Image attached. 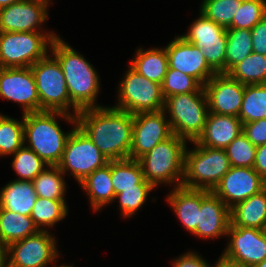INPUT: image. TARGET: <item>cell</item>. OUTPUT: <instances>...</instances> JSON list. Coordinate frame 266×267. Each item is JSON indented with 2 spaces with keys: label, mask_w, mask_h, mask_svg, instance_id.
Segmentation results:
<instances>
[{
  "label": "cell",
  "mask_w": 266,
  "mask_h": 267,
  "mask_svg": "<svg viewBox=\"0 0 266 267\" xmlns=\"http://www.w3.org/2000/svg\"><path fill=\"white\" fill-rule=\"evenodd\" d=\"M57 36L42 32H0V68L31 67L47 56Z\"/></svg>",
  "instance_id": "7"
},
{
  "label": "cell",
  "mask_w": 266,
  "mask_h": 267,
  "mask_svg": "<svg viewBox=\"0 0 266 267\" xmlns=\"http://www.w3.org/2000/svg\"><path fill=\"white\" fill-rule=\"evenodd\" d=\"M20 0H0V9L6 6H9L15 2H18Z\"/></svg>",
  "instance_id": "47"
},
{
  "label": "cell",
  "mask_w": 266,
  "mask_h": 267,
  "mask_svg": "<svg viewBox=\"0 0 266 267\" xmlns=\"http://www.w3.org/2000/svg\"><path fill=\"white\" fill-rule=\"evenodd\" d=\"M13 155L12 167L22 178L16 180L33 181L44 167L49 166L33 150L24 145Z\"/></svg>",
  "instance_id": "36"
},
{
  "label": "cell",
  "mask_w": 266,
  "mask_h": 267,
  "mask_svg": "<svg viewBox=\"0 0 266 267\" xmlns=\"http://www.w3.org/2000/svg\"><path fill=\"white\" fill-rule=\"evenodd\" d=\"M266 188V181L253 167H230L212 192L229 209Z\"/></svg>",
  "instance_id": "14"
},
{
  "label": "cell",
  "mask_w": 266,
  "mask_h": 267,
  "mask_svg": "<svg viewBox=\"0 0 266 267\" xmlns=\"http://www.w3.org/2000/svg\"><path fill=\"white\" fill-rule=\"evenodd\" d=\"M254 267H266V259H264L262 262L259 264L255 265Z\"/></svg>",
  "instance_id": "48"
},
{
  "label": "cell",
  "mask_w": 266,
  "mask_h": 267,
  "mask_svg": "<svg viewBox=\"0 0 266 267\" xmlns=\"http://www.w3.org/2000/svg\"><path fill=\"white\" fill-rule=\"evenodd\" d=\"M242 0H203L200 12L218 25L229 28Z\"/></svg>",
  "instance_id": "37"
},
{
  "label": "cell",
  "mask_w": 266,
  "mask_h": 267,
  "mask_svg": "<svg viewBox=\"0 0 266 267\" xmlns=\"http://www.w3.org/2000/svg\"><path fill=\"white\" fill-rule=\"evenodd\" d=\"M76 121L77 126L109 161L129 158L133 114L102 106L80 110Z\"/></svg>",
  "instance_id": "1"
},
{
  "label": "cell",
  "mask_w": 266,
  "mask_h": 267,
  "mask_svg": "<svg viewBox=\"0 0 266 267\" xmlns=\"http://www.w3.org/2000/svg\"><path fill=\"white\" fill-rule=\"evenodd\" d=\"M253 52L266 56V17L251 30Z\"/></svg>",
  "instance_id": "42"
},
{
  "label": "cell",
  "mask_w": 266,
  "mask_h": 267,
  "mask_svg": "<svg viewBox=\"0 0 266 267\" xmlns=\"http://www.w3.org/2000/svg\"><path fill=\"white\" fill-rule=\"evenodd\" d=\"M230 224L266 230V188L232 207Z\"/></svg>",
  "instance_id": "22"
},
{
  "label": "cell",
  "mask_w": 266,
  "mask_h": 267,
  "mask_svg": "<svg viewBox=\"0 0 266 267\" xmlns=\"http://www.w3.org/2000/svg\"><path fill=\"white\" fill-rule=\"evenodd\" d=\"M30 68L36 82L40 111L69 113L68 108L73 106L74 115L77 116L79 110L71 103L63 70L58 60L55 57L51 59L47 55Z\"/></svg>",
  "instance_id": "8"
},
{
  "label": "cell",
  "mask_w": 266,
  "mask_h": 267,
  "mask_svg": "<svg viewBox=\"0 0 266 267\" xmlns=\"http://www.w3.org/2000/svg\"><path fill=\"white\" fill-rule=\"evenodd\" d=\"M266 17V0H242L241 6L227 29L251 30Z\"/></svg>",
  "instance_id": "38"
},
{
  "label": "cell",
  "mask_w": 266,
  "mask_h": 267,
  "mask_svg": "<svg viewBox=\"0 0 266 267\" xmlns=\"http://www.w3.org/2000/svg\"><path fill=\"white\" fill-rule=\"evenodd\" d=\"M253 52L252 36L248 29H227L225 74Z\"/></svg>",
  "instance_id": "30"
},
{
  "label": "cell",
  "mask_w": 266,
  "mask_h": 267,
  "mask_svg": "<svg viewBox=\"0 0 266 267\" xmlns=\"http://www.w3.org/2000/svg\"><path fill=\"white\" fill-rule=\"evenodd\" d=\"M0 267H5V248L0 246Z\"/></svg>",
  "instance_id": "46"
},
{
  "label": "cell",
  "mask_w": 266,
  "mask_h": 267,
  "mask_svg": "<svg viewBox=\"0 0 266 267\" xmlns=\"http://www.w3.org/2000/svg\"><path fill=\"white\" fill-rule=\"evenodd\" d=\"M215 267H248V266L234 262L224 256H221L218 262L215 264Z\"/></svg>",
  "instance_id": "45"
},
{
  "label": "cell",
  "mask_w": 266,
  "mask_h": 267,
  "mask_svg": "<svg viewBox=\"0 0 266 267\" xmlns=\"http://www.w3.org/2000/svg\"><path fill=\"white\" fill-rule=\"evenodd\" d=\"M257 146L242 132L226 148L227 157L232 167H253Z\"/></svg>",
  "instance_id": "39"
},
{
  "label": "cell",
  "mask_w": 266,
  "mask_h": 267,
  "mask_svg": "<svg viewBox=\"0 0 266 267\" xmlns=\"http://www.w3.org/2000/svg\"><path fill=\"white\" fill-rule=\"evenodd\" d=\"M80 184L90 196L89 199L95 211L114 201L115 193L111 176V161L89 174Z\"/></svg>",
  "instance_id": "25"
},
{
  "label": "cell",
  "mask_w": 266,
  "mask_h": 267,
  "mask_svg": "<svg viewBox=\"0 0 266 267\" xmlns=\"http://www.w3.org/2000/svg\"><path fill=\"white\" fill-rule=\"evenodd\" d=\"M55 242L54 237L43 229L15 241L5 248V267H46L50 262L54 263L58 256Z\"/></svg>",
  "instance_id": "12"
},
{
  "label": "cell",
  "mask_w": 266,
  "mask_h": 267,
  "mask_svg": "<svg viewBox=\"0 0 266 267\" xmlns=\"http://www.w3.org/2000/svg\"><path fill=\"white\" fill-rule=\"evenodd\" d=\"M253 168L266 181V144L257 146Z\"/></svg>",
  "instance_id": "44"
},
{
  "label": "cell",
  "mask_w": 266,
  "mask_h": 267,
  "mask_svg": "<svg viewBox=\"0 0 266 267\" xmlns=\"http://www.w3.org/2000/svg\"><path fill=\"white\" fill-rule=\"evenodd\" d=\"M163 98L189 92H205L203 85L191 75L168 67L161 84Z\"/></svg>",
  "instance_id": "35"
},
{
  "label": "cell",
  "mask_w": 266,
  "mask_h": 267,
  "mask_svg": "<svg viewBox=\"0 0 266 267\" xmlns=\"http://www.w3.org/2000/svg\"><path fill=\"white\" fill-rule=\"evenodd\" d=\"M173 262L174 267H210L203 258L194 252L183 254Z\"/></svg>",
  "instance_id": "43"
},
{
  "label": "cell",
  "mask_w": 266,
  "mask_h": 267,
  "mask_svg": "<svg viewBox=\"0 0 266 267\" xmlns=\"http://www.w3.org/2000/svg\"><path fill=\"white\" fill-rule=\"evenodd\" d=\"M37 194L32 181L14 180L0 192V208L30 216Z\"/></svg>",
  "instance_id": "24"
},
{
  "label": "cell",
  "mask_w": 266,
  "mask_h": 267,
  "mask_svg": "<svg viewBox=\"0 0 266 267\" xmlns=\"http://www.w3.org/2000/svg\"><path fill=\"white\" fill-rule=\"evenodd\" d=\"M71 131L63 152L62 159L57 165L65 173L70 170V175L81 183L96 169L109 163L91 139L76 125Z\"/></svg>",
  "instance_id": "9"
},
{
  "label": "cell",
  "mask_w": 266,
  "mask_h": 267,
  "mask_svg": "<svg viewBox=\"0 0 266 267\" xmlns=\"http://www.w3.org/2000/svg\"><path fill=\"white\" fill-rule=\"evenodd\" d=\"M230 209L212 191L201 189V209L197 229L192 233L202 238L227 235Z\"/></svg>",
  "instance_id": "20"
},
{
  "label": "cell",
  "mask_w": 266,
  "mask_h": 267,
  "mask_svg": "<svg viewBox=\"0 0 266 267\" xmlns=\"http://www.w3.org/2000/svg\"><path fill=\"white\" fill-rule=\"evenodd\" d=\"M153 188H129L115 195L119 199L120 210L124 217L132 216L146 201Z\"/></svg>",
  "instance_id": "40"
},
{
  "label": "cell",
  "mask_w": 266,
  "mask_h": 267,
  "mask_svg": "<svg viewBox=\"0 0 266 267\" xmlns=\"http://www.w3.org/2000/svg\"><path fill=\"white\" fill-rule=\"evenodd\" d=\"M163 110L170 113L172 133L191 142L202 134L209 114L205 92L169 96L164 100Z\"/></svg>",
  "instance_id": "6"
},
{
  "label": "cell",
  "mask_w": 266,
  "mask_h": 267,
  "mask_svg": "<svg viewBox=\"0 0 266 267\" xmlns=\"http://www.w3.org/2000/svg\"><path fill=\"white\" fill-rule=\"evenodd\" d=\"M227 235L231 240L222 256L248 267L266 259V230L230 224Z\"/></svg>",
  "instance_id": "15"
},
{
  "label": "cell",
  "mask_w": 266,
  "mask_h": 267,
  "mask_svg": "<svg viewBox=\"0 0 266 267\" xmlns=\"http://www.w3.org/2000/svg\"><path fill=\"white\" fill-rule=\"evenodd\" d=\"M111 176L115 195L129 188H154L144 179L141 164L135 159L112 160Z\"/></svg>",
  "instance_id": "27"
},
{
  "label": "cell",
  "mask_w": 266,
  "mask_h": 267,
  "mask_svg": "<svg viewBox=\"0 0 266 267\" xmlns=\"http://www.w3.org/2000/svg\"><path fill=\"white\" fill-rule=\"evenodd\" d=\"M130 64L138 74L161 85L169 67L167 50L164 48L144 51L140 48Z\"/></svg>",
  "instance_id": "28"
},
{
  "label": "cell",
  "mask_w": 266,
  "mask_h": 267,
  "mask_svg": "<svg viewBox=\"0 0 266 267\" xmlns=\"http://www.w3.org/2000/svg\"><path fill=\"white\" fill-rule=\"evenodd\" d=\"M0 97L23 106V115L40 111V100L30 67L0 68Z\"/></svg>",
  "instance_id": "16"
},
{
  "label": "cell",
  "mask_w": 266,
  "mask_h": 267,
  "mask_svg": "<svg viewBox=\"0 0 266 267\" xmlns=\"http://www.w3.org/2000/svg\"><path fill=\"white\" fill-rule=\"evenodd\" d=\"M172 134L169 121L165 119L164 110L133 114L132 144L129 158L138 160Z\"/></svg>",
  "instance_id": "13"
},
{
  "label": "cell",
  "mask_w": 266,
  "mask_h": 267,
  "mask_svg": "<svg viewBox=\"0 0 266 267\" xmlns=\"http://www.w3.org/2000/svg\"><path fill=\"white\" fill-rule=\"evenodd\" d=\"M161 85L138 74L129 67L119 89V102L113 106L131 114L164 109Z\"/></svg>",
  "instance_id": "10"
},
{
  "label": "cell",
  "mask_w": 266,
  "mask_h": 267,
  "mask_svg": "<svg viewBox=\"0 0 266 267\" xmlns=\"http://www.w3.org/2000/svg\"><path fill=\"white\" fill-rule=\"evenodd\" d=\"M167 199L186 229L193 233L199 223L201 189L175 187Z\"/></svg>",
  "instance_id": "23"
},
{
  "label": "cell",
  "mask_w": 266,
  "mask_h": 267,
  "mask_svg": "<svg viewBox=\"0 0 266 267\" xmlns=\"http://www.w3.org/2000/svg\"><path fill=\"white\" fill-rule=\"evenodd\" d=\"M47 6L39 0H20L1 8L0 32H38L48 17Z\"/></svg>",
  "instance_id": "19"
},
{
  "label": "cell",
  "mask_w": 266,
  "mask_h": 267,
  "mask_svg": "<svg viewBox=\"0 0 266 267\" xmlns=\"http://www.w3.org/2000/svg\"><path fill=\"white\" fill-rule=\"evenodd\" d=\"M56 116H61L77 125L76 116L69 113L39 111L24 114V140L29 141V146L26 147L51 166L60 163L66 141L71 134V131L64 133L61 130L56 122Z\"/></svg>",
  "instance_id": "3"
},
{
  "label": "cell",
  "mask_w": 266,
  "mask_h": 267,
  "mask_svg": "<svg viewBox=\"0 0 266 267\" xmlns=\"http://www.w3.org/2000/svg\"><path fill=\"white\" fill-rule=\"evenodd\" d=\"M32 182L38 197L52 200H64V174L58 166H48Z\"/></svg>",
  "instance_id": "32"
},
{
  "label": "cell",
  "mask_w": 266,
  "mask_h": 267,
  "mask_svg": "<svg viewBox=\"0 0 266 267\" xmlns=\"http://www.w3.org/2000/svg\"><path fill=\"white\" fill-rule=\"evenodd\" d=\"M168 66L197 79L203 86L216 74L206 62L199 47L176 37L166 47Z\"/></svg>",
  "instance_id": "18"
},
{
  "label": "cell",
  "mask_w": 266,
  "mask_h": 267,
  "mask_svg": "<svg viewBox=\"0 0 266 267\" xmlns=\"http://www.w3.org/2000/svg\"><path fill=\"white\" fill-rule=\"evenodd\" d=\"M243 133L255 146L266 144V118L244 123Z\"/></svg>",
  "instance_id": "41"
},
{
  "label": "cell",
  "mask_w": 266,
  "mask_h": 267,
  "mask_svg": "<svg viewBox=\"0 0 266 267\" xmlns=\"http://www.w3.org/2000/svg\"><path fill=\"white\" fill-rule=\"evenodd\" d=\"M67 216V205L65 200H52L37 197L30 217L37 228L40 226H53Z\"/></svg>",
  "instance_id": "33"
},
{
  "label": "cell",
  "mask_w": 266,
  "mask_h": 267,
  "mask_svg": "<svg viewBox=\"0 0 266 267\" xmlns=\"http://www.w3.org/2000/svg\"><path fill=\"white\" fill-rule=\"evenodd\" d=\"M196 149L185 151L181 186L212 191L231 165L225 149L204 147L193 141Z\"/></svg>",
  "instance_id": "5"
},
{
  "label": "cell",
  "mask_w": 266,
  "mask_h": 267,
  "mask_svg": "<svg viewBox=\"0 0 266 267\" xmlns=\"http://www.w3.org/2000/svg\"><path fill=\"white\" fill-rule=\"evenodd\" d=\"M243 132V123L232 115L208 114L204 130L196 142L204 147L225 149Z\"/></svg>",
  "instance_id": "21"
},
{
  "label": "cell",
  "mask_w": 266,
  "mask_h": 267,
  "mask_svg": "<svg viewBox=\"0 0 266 267\" xmlns=\"http://www.w3.org/2000/svg\"><path fill=\"white\" fill-rule=\"evenodd\" d=\"M210 113L238 117L245 85L228 74H215L204 86Z\"/></svg>",
  "instance_id": "17"
},
{
  "label": "cell",
  "mask_w": 266,
  "mask_h": 267,
  "mask_svg": "<svg viewBox=\"0 0 266 267\" xmlns=\"http://www.w3.org/2000/svg\"><path fill=\"white\" fill-rule=\"evenodd\" d=\"M227 74L244 85L266 84V56L252 52Z\"/></svg>",
  "instance_id": "29"
},
{
  "label": "cell",
  "mask_w": 266,
  "mask_h": 267,
  "mask_svg": "<svg viewBox=\"0 0 266 267\" xmlns=\"http://www.w3.org/2000/svg\"><path fill=\"white\" fill-rule=\"evenodd\" d=\"M57 265H55L56 267ZM59 267H71V266H66V265H62V266H59ZM73 267V266H72Z\"/></svg>",
  "instance_id": "50"
},
{
  "label": "cell",
  "mask_w": 266,
  "mask_h": 267,
  "mask_svg": "<svg viewBox=\"0 0 266 267\" xmlns=\"http://www.w3.org/2000/svg\"><path fill=\"white\" fill-rule=\"evenodd\" d=\"M186 139L172 134L138 159L144 179L153 187L161 183L182 184L184 177ZM179 181V184H178ZM178 185V186H177Z\"/></svg>",
  "instance_id": "4"
},
{
  "label": "cell",
  "mask_w": 266,
  "mask_h": 267,
  "mask_svg": "<svg viewBox=\"0 0 266 267\" xmlns=\"http://www.w3.org/2000/svg\"><path fill=\"white\" fill-rule=\"evenodd\" d=\"M39 230L30 216L0 208L1 247L6 248L9 244L29 237Z\"/></svg>",
  "instance_id": "26"
},
{
  "label": "cell",
  "mask_w": 266,
  "mask_h": 267,
  "mask_svg": "<svg viewBox=\"0 0 266 267\" xmlns=\"http://www.w3.org/2000/svg\"><path fill=\"white\" fill-rule=\"evenodd\" d=\"M25 143L23 121L0 114V155L14 154Z\"/></svg>",
  "instance_id": "34"
},
{
  "label": "cell",
  "mask_w": 266,
  "mask_h": 267,
  "mask_svg": "<svg viewBox=\"0 0 266 267\" xmlns=\"http://www.w3.org/2000/svg\"><path fill=\"white\" fill-rule=\"evenodd\" d=\"M39 1L44 2V3H46L47 5H48V3H49V0H39Z\"/></svg>",
  "instance_id": "49"
},
{
  "label": "cell",
  "mask_w": 266,
  "mask_h": 267,
  "mask_svg": "<svg viewBox=\"0 0 266 267\" xmlns=\"http://www.w3.org/2000/svg\"><path fill=\"white\" fill-rule=\"evenodd\" d=\"M51 55L61 65L71 103L79 111L102 107L95 105L99 91V77L92 65L58 36L50 45Z\"/></svg>",
  "instance_id": "2"
},
{
  "label": "cell",
  "mask_w": 266,
  "mask_h": 267,
  "mask_svg": "<svg viewBox=\"0 0 266 267\" xmlns=\"http://www.w3.org/2000/svg\"><path fill=\"white\" fill-rule=\"evenodd\" d=\"M238 117L243 124L266 118V84L245 85Z\"/></svg>",
  "instance_id": "31"
},
{
  "label": "cell",
  "mask_w": 266,
  "mask_h": 267,
  "mask_svg": "<svg viewBox=\"0 0 266 267\" xmlns=\"http://www.w3.org/2000/svg\"><path fill=\"white\" fill-rule=\"evenodd\" d=\"M186 41L200 48L210 68L225 74L227 29L208 19L200 12L189 32L181 35Z\"/></svg>",
  "instance_id": "11"
}]
</instances>
